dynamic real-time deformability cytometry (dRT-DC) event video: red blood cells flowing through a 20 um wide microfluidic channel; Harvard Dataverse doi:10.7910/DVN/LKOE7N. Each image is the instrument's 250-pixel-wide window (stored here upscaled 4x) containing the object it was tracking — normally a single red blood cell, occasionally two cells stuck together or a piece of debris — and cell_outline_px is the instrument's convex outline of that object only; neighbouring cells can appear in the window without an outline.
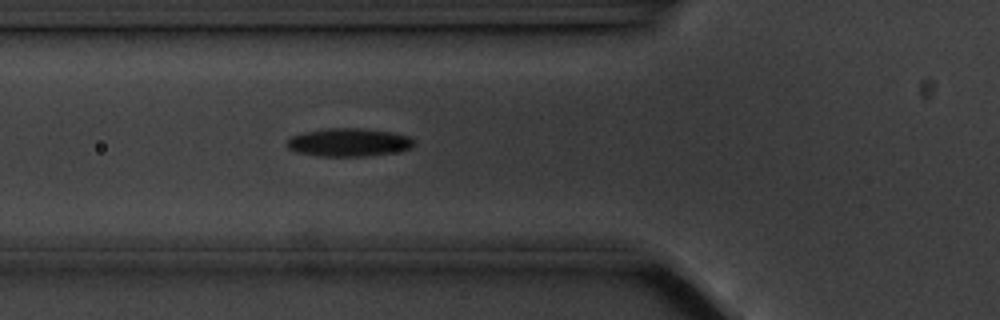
{"species": "common noctule bat (a hibernating species)", "species_latin": "Nyctalus noctula", "temperature_condition": "cold", "stored_images_in_passage": 51, "camera_frame_rate_fps": 3000, "um_per_image_px": 0.085, "animal": {"sex": "male", "body_mass_g": 20.1, "forearm_length_mm": 53.5}, "frame": {"image": 1, "passage_image": 14, "time_ms": 4.333, "image_size_px": [1000, 320], "cell_outline_px": [[416, 144], [412, 148], [364, 156], [320, 156], [296, 152], [288, 148], [284, 144], [292, 136], [304, 132], [328, 128], [360, 128], [392, 132], [408, 136]], "centroid_in_image_um": [29.6, 12.09], "position_along_channel_um": 96.2, "area_um2": 20.63}}
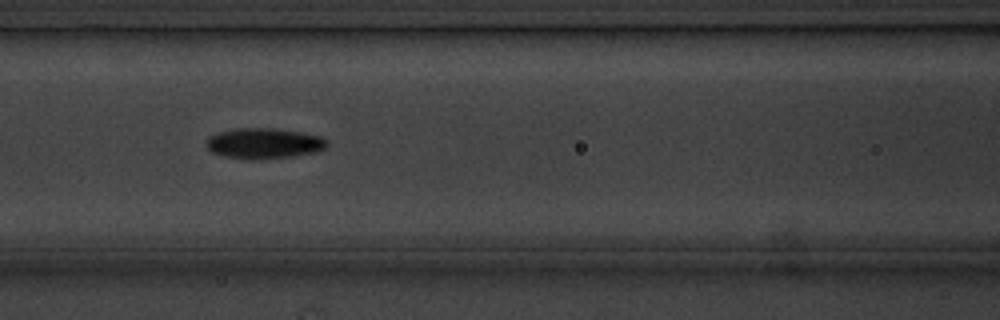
{"frame": {"image": 2, "passage_image": 18, "time_ms": 5.667, "image_size_px": [1000, 320], "cell_outline_px": [[328, 144], [324, 148], [316, 152], [292, 156], [260, 160], [248, 160], [224, 156], [212, 152], [204, 144], [208, 136], [220, 132], [236, 128], [272, 128], [300, 132], [320, 136], [328, 140]], "centroid_in_image_um": [22.41, 12.19], "position_along_channel_um": 144.2, "area_um2": 21.68}}
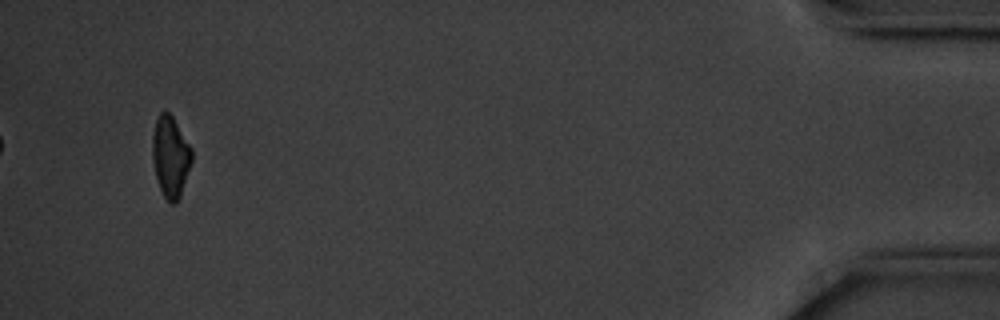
{"frame": {"image": 3, "passage_image": 48, "time_ms": 15.667, "image_size_px": [1000, 320], "cell_outline_px": [[192, 160], [180, 196], [176, 204], [172, 204], [164, 196], [160, 188], [156, 176], [152, 160], [152, 136], [156, 120], [160, 112], [164, 108], [172, 116], [192, 148]], "centroid_in_image_um": [14.48, 13.28], "position_along_channel_um": 420.7, "area_um2": 18.55}, "authors_computed_cell_mechanics": {"area_um2": 19.7676, "velocity_mm_per_s": 3.5461, "shape_relaxation_time_tau1_ms": 2.6777, "shape_relaxation_time_tau2_ms": null, "deformation_change_tau1": 0.1024, "deformation_change_tau2": null}}